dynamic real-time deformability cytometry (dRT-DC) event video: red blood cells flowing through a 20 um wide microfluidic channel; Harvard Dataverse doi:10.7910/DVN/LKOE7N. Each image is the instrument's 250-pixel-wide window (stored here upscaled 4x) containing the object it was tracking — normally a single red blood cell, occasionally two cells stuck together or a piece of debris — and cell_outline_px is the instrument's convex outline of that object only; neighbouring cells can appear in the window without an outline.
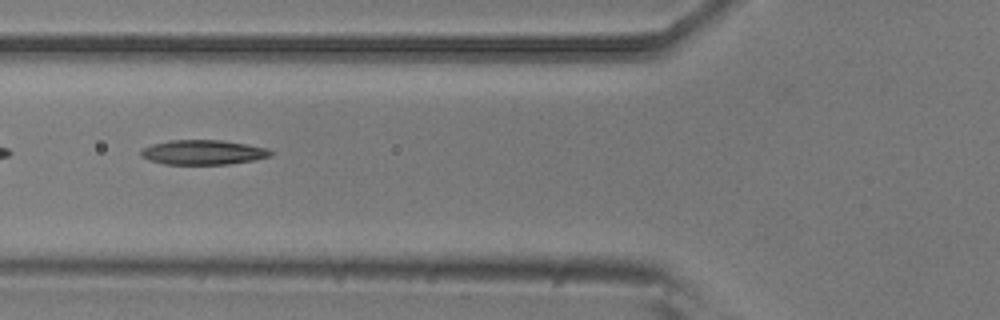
{"species": "common noctule bat (a hibernating species)", "species_latin": "Nyctalus noctula", "temperature_condition": "room temperature", "stored_images_in_passage": 6, "camera_frame_rate_fps": 3000, "um_per_image_px": 0.085, "animal": {"sex": "male", "body_mass_g": 20.5, "forearm_length_mm": 52.5}, "frame": {"image": 1, "passage_image": 4, "time_ms": 1.0, "image_size_px": [1000, 320], "cell_outline_px": [[272, 156], [252, 160], [228, 164], [164, 164], [148, 160], [140, 156], [140, 152], [144, 148], [152, 144], [168, 140], [220, 140], [268, 148], [272, 152]], "centroid_in_image_um": [17.23, 12.95], "position_along_channel_um": 108.6, "area_um2": 18.55}}
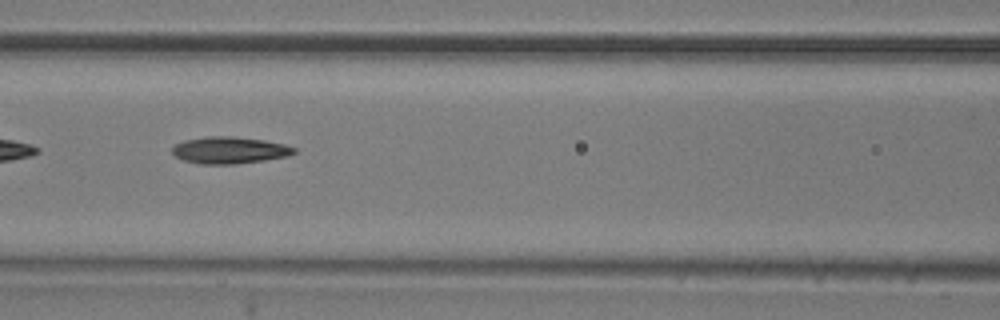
{"frame": {"image": 2, "passage_image": 5, "time_ms": 1.333, "image_size_px": [1000, 320], "cell_outline_px": [[296, 152], [288, 156], [264, 160], [236, 164], [200, 164], [184, 160], [176, 156], [172, 152], [172, 148], [176, 144], [184, 140], [208, 136], [232, 136], [264, 140], [284, 144], [296, 148]], "centroid_in_image_um": [19.52, 12.76], "position_along_channel_um": 147.1, "area_um2": 19.02}}
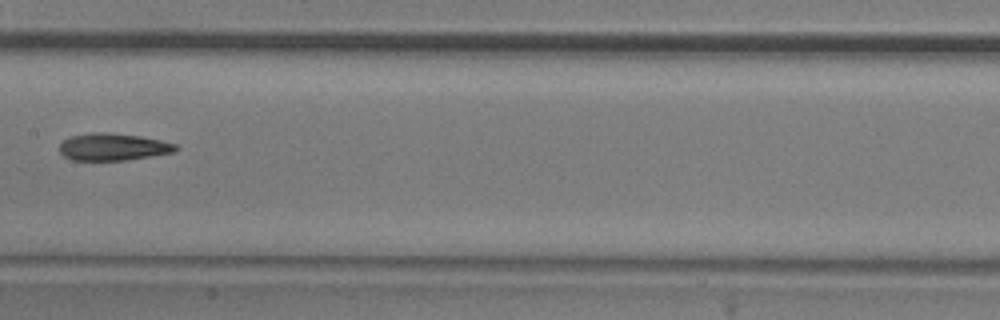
{"frame": {"image": 3, "passage_image": 6, "time_ms": 1.667, "image_size_px": [1000, 320], "cell_outline_px": [[180, 148], [172, 152], [152, 156], [124, 160], [72, 160], [64, 156], [60, 152], [60, 144], [68, 136], [88, 132], [108, 132], [140, 136], [160, 140], [176, 144]], "centroid_in_image_um": [9.58, 12.47], "position_along_channel_um": 197.8, "area_um2": 18.5}}